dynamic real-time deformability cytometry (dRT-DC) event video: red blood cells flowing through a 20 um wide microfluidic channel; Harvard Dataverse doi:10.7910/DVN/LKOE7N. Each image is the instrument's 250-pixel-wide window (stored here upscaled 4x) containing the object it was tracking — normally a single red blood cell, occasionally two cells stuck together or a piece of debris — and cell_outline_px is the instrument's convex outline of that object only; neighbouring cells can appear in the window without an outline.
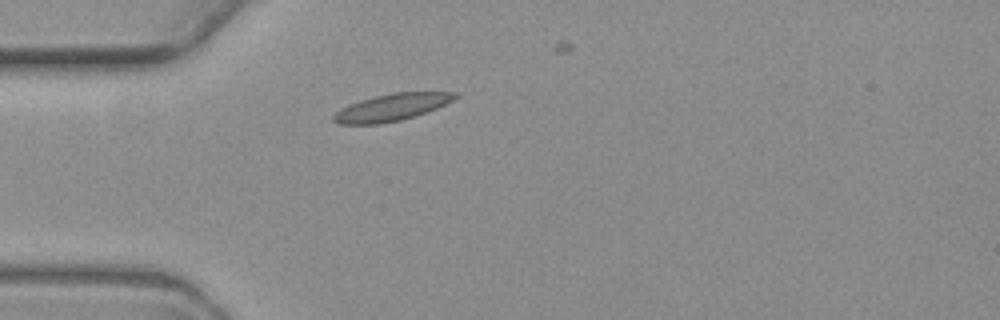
{"species": "common noctule bat (a hibernating species)", "species_latin": "Nyctalus noctula", "temperature_condition": "warm", "stored_images_in_passage": 2, "camera_frame_rate_fps": 3000, "um_per_image_px": 0.085, "animal": {"sex": "female", "body_mass_g": 19.3, "forearm_length_mm": 54.1}, "frame": {"image": 1, "passage_image": 2, "time_ms": 2.0, "image_size_px": [1000, 320], "cell_outline_px": [[460, 96], [436, 108], [400, 120], [380, 124], [336, 124], [332, 120], [332, 116], [340, 108], [348, 104], [360, 100], [392, 92], [460, 92]], "centroid_in_image_um": [33.25, 9.12], "position_along_channel_um": 51.8, "area_um2": 19.07}}